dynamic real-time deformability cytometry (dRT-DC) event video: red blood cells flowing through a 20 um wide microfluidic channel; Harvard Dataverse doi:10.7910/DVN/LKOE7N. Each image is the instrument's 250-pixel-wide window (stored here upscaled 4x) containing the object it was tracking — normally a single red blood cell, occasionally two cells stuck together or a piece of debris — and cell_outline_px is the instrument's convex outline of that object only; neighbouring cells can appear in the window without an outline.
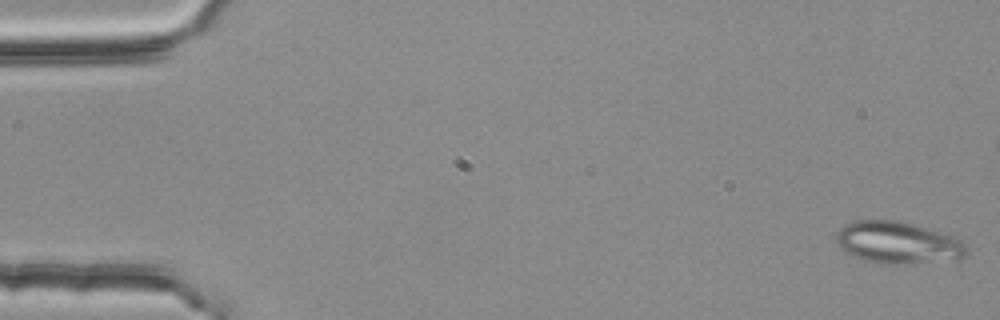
{"species": "common noctule bat (a hibernating species)", "species_latin": "Nyctalus noctula", "temperature_condition": "room temperature", "stored_images_in_passage": 54, "segment_of_instrument_passage": [1, 2], "camera_frame_rate_fps": 3000, "um_per_image_px": 0.085, "animal": {"sex": "female", "body_mass_g": 25.1}, "frame": {"image": 1, "passage_image": 1, "time_ms": 0.0, "image_size_px": [1000, 320], "cell_outline_px": [[968, 252], [960, 260], [904, 264], [880, 264], [864, 260], [852, 256], [844, 252], [840, 248], [836, 240], [836, 236], [840, 228], [844, 224], [852, 220], [896, 220], [912, 224], [952, 236], [960, 240], [968, 248]], "centroid_in_image_um": [76.3, 20.64], "position_along_channel_um": 8.7, "area_um2": 32.19}}